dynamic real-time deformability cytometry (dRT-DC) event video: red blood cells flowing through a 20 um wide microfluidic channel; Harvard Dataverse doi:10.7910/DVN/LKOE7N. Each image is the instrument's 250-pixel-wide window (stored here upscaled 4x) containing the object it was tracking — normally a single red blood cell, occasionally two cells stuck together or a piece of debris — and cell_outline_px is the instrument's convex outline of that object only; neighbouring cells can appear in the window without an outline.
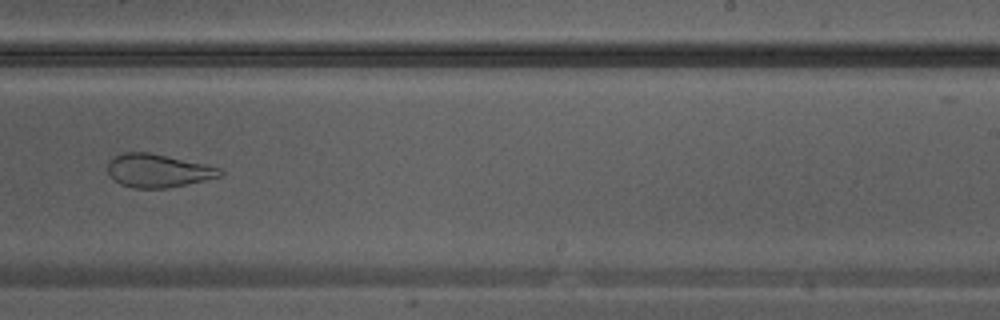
{"species": "Egyptian fruit bat (a non-hibernating species)", "species_latin": "Rousettus aegyptiacus", "temperature_condition": "warm", "stored_images_in_passage": 22, "camera_frame_rate_fps": 3000, "um_per_image_px": 0.085, "animal": {"sex": "male"}, "frame": {"image": 1, "passage_image": 19, "time_ms": 6.0, "image_size_px": [1000, 320], "cell_outline_px": [[224, 172], [220, 176], [204, 180], [168, 188], [132, 188], [120, 184], [108, 172], [108, 164], [116, 156], [124, 152], [148, 152], [204, 164], [220, 168]], "centroid_in_image_um": [13.43, 14.51], "position_along_channel_um": 275.6, "area_um2": 21.39}}